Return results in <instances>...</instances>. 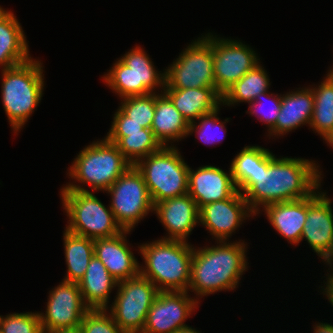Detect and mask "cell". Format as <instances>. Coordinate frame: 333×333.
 <instances>
[{"label":"cell","mask_w":333,"mask_h":333,"mask_svg":"<svg viewBox=\"0 0 333 333\" xmlns=\"http://www.w3.org/2000/svg\"><path fill=\"white\" fill-rule=\"evenodd\" d=\"M121 56L104 74L103 81L119 97L156 93L165 86V72L156 70L151 58L140 46Z\"/></svg>","instance_id":"ba28073f"},{"label":"cell","mask_w":333,"mask_h":333,"mask_svg":"<svg viewBox=\"0 0 333 333\" xmlns=\"http://www.w3.org/2000/svg\"><path fill=\"white\" fill-rule=\"evenodd\" d=\"M323 140L326 141L328 146L333 148V130L325 138H323Z\"/></svg>","instance_id":"b9f144b4"},{"label":"cell","mask_w":333,"mask_h":333,"mask_svg":"<svg viewBox=\"0 0 333 333\" xmlns=\"http://www.w3.org/2000/svg\"><path fill=\"white\" fill-rule=\"evenodd\" d=\"M142 129L144 127L134 121H130V118L118 108L105 138L109 142L116 144L122 137L126 136V133L140 132Z\"/></svg>","instance_id":"d590c367"},{"label":"cell","mask_w":333,"mask_h":333,"mask_svg":"<svg viewBox=\"0 0 333 333\" xmlns=\"http://www.w3.org/2000/svg\"><path fill=\"white\" fill-rule=\"evenodd\" d=\"M63 242L67 265L63 281L78 283L94 256V239L72 234L65 229Z\"/></svg>","instance_id":"484cf974"},{"label":"cell","mask_w":333,"mask_h":333,"mask_svg":"<svg viewBox=\"0 0 333 333\" xmlns=\"http://www.w3.org/2000/svg\"><path fill=\"white\" fill-rule=\"evenodd\" d=\"M145 266L139 273L159 291L188 292L194 246L188 241L160 238L138 246Z\"/></svg>","instance_id":"3957f363"},{"label":"cell","mask_w":333,"mask_h":333,"mask_svg":"<svg viewBox=\"0 0 333 333\" xmlns=\"http://www.w3.org/2000/svg\"><path fill=\"white\" fill-rule=\"evenodd\" d=\"M163 70L164 89L216 87L213 73V34L195 39Z\"/></svg>","instance_id":"9c48e42d"},{"label":"cell","mask_w":333,"mask_h":333,"mask_svg":"<svg viewBox=\"0 0 333 333\" xmlns=\"http://www.w3.org/2000/svg\"><path fill=\"white\" fill-rule=\"evenodd\" d=\"M79 327L83 333H126L116 324L107 309H90Z\"/></svg>","instance_id":"e575fe53"},{"label":"cell","mask_w":333,"mask_h":333,"mask_svg":"<svg viewBox=\"0 0 333 333\" xmlns=\"http://www.w3.org/2000/svg\"><path fill=\"white\" fill-rule=\"evenodd\" d=\"M117 285L118 281L95 255L78 282L83 300L90 309H106L110 303V293Z\"/></svg>","instance_id":"cb8c5ba5"},{"label":"cell","mask_w":333,"mask_h":333,"mask_svg":"<svg viewBox=\"0 0 333 333\" xmlns=\"http://www.w3.org/2000/svg\"><path fill=\"white\" fill-rule=\"evenodd\" d=\"M61 202L66 212V230L72 234L91 239L110 238L124 230L117 223L109 207L93 192L60 190Z\"/></svg>","instance_id":"8992f818"},{"label":"cell","mask_w":333,"mask_h":333,"mask_svg":"<svg viewBox=\"0 0 333 333\" xmlns=\"http://www.w3.org/2000/svg\"><path fill=\"white\" fill-rule=\"evenodd\" d=\"M220 108L222 107L202 115L197 119L198 122L189 123L187 135H192L194 132L197 139L205 144H218L222 139L224 140V134L227 132L225 123L229 121V118H226L225 121H220L218 117Z\"/></svg>","instance_id":"1f68e13d"},{"label":"cell","mask_w":333,"mask_h":333,"mask_svg":"<svg viewBox=\"0 0 333 333\" xmlns=\"http://www.w3.org/2000/svg\"><path fill=\"white\" fill-rule=\"evenodd\" d=\"M46 311L39 313L43 333L79 327L90 310L85 304L78 283L60 282L49 291Z\"/></svg>","instance_id":"4fadbf2b"},{"label":"cell","mask_w":333,"mask_h":333,"mask_svg":"<svg viewBox=\"0 0 333 333\" xmlns=\"http://www.w3.org/2000/svg\"><path fill=\"white\" fill-rule=\"evenodd\" d=\"M326 76L333 82V67H331Z\"/></svg>","instance_id":"ee69618b"},{"label":"cell","mask_w":333,"mask_h":333,"mask_svg":"<svg viewBox=\"0 0 333 333\" xmlns=\"http://www.w3.org/2000/svg\"><path fill=\"white\" fill-rule=\"evenodd\" d=\"M320 188L307 197V216L300 242L305 239L322 259L333 243V207L332 200Z\"/></svg>","instance_id":"2e32d148"},{"label":"cell","mask_w":333,"mask_h":333,"mask_svg":"<svg viewBox=\"0 0 333 333\" xmlns=\"http://www.w3.org/2000/svg\"><path fill=\"white\" fill-rule=\"evenodd\" d=\"M269 223L288 243H300L307 216V198L273 203L263 208Z\"/></svg>","instance_id":"44dd1931"},{"label":"cell","mask_w":333,"mask_h":333,"mask_svg":"<svg viewBox=\"0 0 333 333\" xmlns=\"http://www.w3.org/2000/svg\"><path fill=\"white\" fill-rule=\"evenodd\" d=\"M130 232L124 230L110 238L94 239V255L118 282L139 274L140 263L131 251L126 237Z\"/></svg>","instance_id":"d6986e66"},{"label":"cell","mask_w":333,"mask_h":333,"mask_svg":"<svg viewBox=\"0 0 333 333\" xmlns=\"http://www.w3.org/2000/svg\"><path fill=\"white\" fill-rule=\"evenodd\" d=\"M175 333H201L200 331L190 326L177 330Z\"/></svg>","instance_id":"60d3db41"},{"label":"cell","mask_w":333,"mask_h":333,"mask_svg":"<svg viewBox=\"0 0 333 333\" xmlns=\"http://www.w3.org/2000/svg\"><path fill=\"white\" fill-rule=\"evenodd\" d=\"M297 89L281 95V109L274 127L268 132L269 137L279 138L302 125H310L314 108L312 88Z\"/></svg>","instance_id":"ffe728a7"},{"label":"cell","mask_w":333,"mask_h":333,"mask_svg":"<svg viewBox=\"0 0 333 333\" xmlns=\"http://www.w3.org/2000/svg\"><path fill=\"white\" fill-rule=\"evenodd\" d=\"M316 87H312L314 95L313 115L310 128L325 138L333 130V82L326 76Z\"/></svg>","instance_id":"83f0119b"},{"label":"cell","mask_w":333,"mask_h":333,"mask_svg":"<svg viewBox=\"0 0 333 333\" xmlns=\"http://www.w3.org/2000/svg\"><path fill=\"white\" fill-rule=\"evenodd\" d=\"M326 280V286H321L323 287L321 290H323V295H326L329 303L333 306V277H327Z\"/></svg>","instance_id":"8d00e7d4"},{"label":"cell","mask_w":333,"mask_h":333,"mask_svg":"<svg viewBox=\"0 0 333 333\" xmlns=\"http://www.w3.org/2000/svg\"><path fill=\"white\" fill-rule=\"evenodd\" d=\"M269 81L264 67L261 63L257 64L222 95L223 106L230 107L241 102L248 104L254 102L258 95L268 92L271 85Z\"/></svg>","instance_id":"4316f807"},{"label":"cell","mask_w":333,"mask_h":333,"mask_svg":"<svg viewBox=\"0 0 333 333\" xmlns=\"http://www.w3.org/2000/svg\"><path fill=\"white\" fill-rule=\"evenodd\" d=\"M48 333H83L80 327L76 328H67V329H58Z\"/></svg>","instance_id":"ab89813d"},{"label":"cell","mask_w":333,"mask_h":333,"mask_svg":"<svg viewBox=\"0 0 333 333\" xmlns=\"http://www.w3.org/2000/svg\"><path fill=\"white\" fill-rule=\"evenodd\" d=\"M319 167L312 159L277 158L270 152L256 163L254 176L238 191L258 216L260 207L311 196L321 186L323 177Z\"/></svg>","instance_id":"6da1fadb"},{"label":"cell","mask_w":333,"mask_h":333,"mask_svg":"<svg viewBox=\"0 0 333 333\" xmlns=\"http://www.w3.org/2000/svg\"><path fill=\"white\" fill-rule=\"evenodd\" d=\"M215 242L216 246L194 247L188 292H194L199 303L203 296L237 288L248 270L245 241Z\"/></svg>","instance_id":"7a4b0ae2"},{"label":"cell","mask_w":333,"mask_h":333,"mask_svg":"<svg viewBox=\"0 0 333 333\" xmlns=\"http://www.w3.org/2000/svg\"><path fill=\"white\" fill-rule=\"evenodd\" d=\"M322 261L326 263V265H328L333 271V243L332 246L330 248V250L324 255V257L322 258ZM330 272V274H326V277H333V272Z\"/></svg>","instance_id":"f35d334b"},{"label":"cell","mask_w":333,"mask_h":333,"mask_svg":"<svg viewBox=\"0 0 333 333\" xmlns=\"http://www.w3.org/2000/svg\"><path fill=\"white\" fill-rule=\"evenodd\" d=\"M264 97L271 101V106L270 107L268 106L269 110L268 109L266 110L265 107H263L266 106L263 103L264 102L263 100H265ZM280 109H281V94L278 95L277 93L270 94L269 92H265L263 94L258 95L254 100V102L249 103V111L247 110L246 113L250 114L251 116H257V119H259L260 122L266 124V127H268L267 130L269 132L276 123Z\"/></svg>","instance_id":"836d02e7"},{"label":"cell","mask_w":333,"mask_h":333,"mask_svg":"<svg viewBox=\"0 0 333 333\" xmlns=\"http://www.w3.org/2000/svg\"><path fill=\"white\" fill-rule=\"evenodd\" d=\"M130 166L118 147L104 137L80 150L67 173L75 182L67 183L60 190L89 192L83 187L86 184L94 192H106Z\"/></svg>","instance_id":"5b68a950"},{"label":"cell","mask_w":333,"mask_h":333,"mask_svg":"<svg viewBox=\"0 0 333 333\" xmlns=\"http://www.w3.org/2000/svg\"><path fill=\"white\" fill-rule=\"evenodd\" d=\"M118 107L130 121L151 129L155 114V93L122 98Z\"/></svg>","instance_id":"4dcf8cb0"},{"label":"cell","mask_w":333,"mask_h":333,"mask_svg":"<svg viewBox=\"0 0 333 333\" xmlns=\"http://www.w3.org/2000/svg\"><path fill=\"white\" fill-rule=\"evenodd\" d=\"M228 172L212 165L198 167L195 171L189 168L188 194L199 209L206 204L228 199L238 191L230 168Z\"/></svg>","instance_id":"e0dca14e"},{"label":"cell","mask_w":333,"mask_h":333,"mask_svg":"<svg viewBox=\"0 0 333 333\" xmlns=\"http://www.w3.org/2000/svg\"><path fill=\"white\" fill-rule=\"evenodd\" d=\"M184 291H159L146 317L142 333H175L200 304Z\"/></svg>","instance_id":"5bb4252c"},{"label":"cell","mask_w":333,"mask_h":333,"mask_svg":"<svg viewBox=\"0 0 333 333\" xmlns=\"http://www.w3.org/2000/svg\"><path fill=\"white\" fill-rule=\"evenodd\" d=\"M154 214L165 227L168 235L163 239L186 241L199 223V208L187 193L154 204Z\"/></svg>","instance_id":"ac0fdd59"},{"label":"cell","mask_w":333,"mask_h":333,"mask_svg":"<svg viewBox=\"0 0 333 333\" xmlns=\"http://www.w3.org/2000/svg\"><path fill=\"white\" fill-rule=\"evenodd\" d=\"M163 92L188 123L222 106V95L216 87L163 89Z\"/></svg>","instance_id":"7402d4cb"},{"label":"cell","mask_w":333,"mask_h":333,"mask_svg":"<svg viewBox=\"0 0 333 333\" xmlns=\"http://www.w3.org/2000/svg\"><path fill=\"white\" fill-rule=\"evenodd\" d=\"M9 12L10 10H5L0 6V20L3 19Z\"/></svg>","instance_id":"7bdbcfd3"},{"label":"cell","mask_w":333,"mask_h":333,"mask_svg":"<svg viewBox=\"0 0 333 333\" xmlns=\"http://www.w3.org/2000/svg\"><path fill=\"white\" fill-rule=\"evenodd\" d=\"M29 45L19 20L9 12L0 20V67L12 68L29 61Z\"/></svg>","instance_id":"d4e9b609"},{"label":"cell","mask_w":333,"mask_h":333,"mask_svg":"<svg viewBox=\"0 0 333 333\" xmlns=\"http://www.w3.org/2000/svg\"><path fill=\"white\" fill-rule=\"evenodd\" d=\"M115 145L131 165H136L141 159L163 147L153 131L146 128L140 132L126 133Z\"/></svg>","instance_id":"f1b7e54d"},{"label":"cell","mask_w":333,"mask_h":333,"mask_svg":"<svg viewBox=\"0 0 333 333\" xmlns=\"http://www.w3.org/2000/svg\"><path fill=\"white\" fill-rule=\"evenodd\" d=\"M257 53L240 40L213 35V73L223 95L235 82L260 63Z\"/></svg>","instance_id":"7c38bea8"},{"label":"cell","mask_w":333,"mask_h":333,"mask_svg":"<svg viewBox=\"0 0 333 333\" xmlns=\"http://www.w3.org/2000/svg\"><path fill=\"white\" fill-rule=\"evenodd\" d=\"M244 195L237 191L233 196L212 202L199 209V225H203L216 241H229L233 233L245 223V219L254 217Z\"/></svg>","instance_id":"9a60e30c"},{"label":"cell","mask_w":333,"mask_h":333,"mask_svg":"<svg viewBox=\"0 0 333 333\" xmlns=\"http://www.w3.org/2000/svg\"><path fill=\"white\" fill-rule=\"evenodd\" d=\"M189 123L161 90L155 93V114L151 130L162 146L171 147L188 135Z\"/></svg>","instance_id":"603a6c76"},{"label":"cell","mask_w":333,"mask_h":333,"mask_svg":"<svg viewBox=\"0 0 333 333\" xmlns=\"http://www.w3.org/2000/svg\"><path fill=\"white\" fill-rule=\"evenodd\" d=\"M271 151L259 145L245 146L231 161L230 169L233 181L239 190L256 171L260 163Z\"/></svg>","instance_id":"f546056e"},{"label":"cell","mask_w":333,"mask_h":333,"mask_svg":"<svg viewBox=\"0 0 333 333\" xmlns=\"http://www.w3.org/2000/svg\"><path fill=\"white\" fill-rule=\"evenodd\" d=\"M0 333H43L39 312L0 315Z\"/></svg>","instance_id":"d6a6232c"},{"label":"cell","mask_w":333,"mask_h":333,"mask_svg":"<svg viewBox=\"0 0 333 333\" xmlns=\"http://www.w3.org/2000/svg\"><path fill=\"white\" fill-rule=\"evenodd\" d=\"M135 166L144 177L153 205L188 193L190 167L175 146H163Z\"/></svg>","instance_id":"52a82bcc"},{"label":"cell","mask_w":333,"mask_h":333,"mask_svg":"<svg viewBox=\"0 0 333 333\" xmlns=\"http://www.w3.org/2000/svg\"><path fill=\"white\" fill-rule=\"evenodd\" d=\"M41 60L33 57L12 68L1 69L2 104L11 130L18 133L41 102L44 74Z\"/></svg>","instance_id":"277c9868"},{"label":"cell","mask_w":333,"mask_h":333,"mask_svg":"<svg viewBox=\"0 0 333 333\" xmlns=\"http://www.w3.org/2000/svg\"><path fill=\"white\" fill-rule=\"evenodd\" d=\"M106 193L111 196L110 209L123 230L132 231L144 217L153 213L147 185L135 165H131Z\"/></svg>","instance_id":"8fae6325"},{"label":"cell","mask_w":333,"mask_h":333,"mask_svg":"<svg viewBox=\"0 0 333 333\" xmlns=\"http://www.w3.org/2000/svg\"><path fill=\"white\" fill-rule=\"evenodd\" d=\"M117 287V295L112 305L110 304L106 308L107 311L122 331L142 333L148 311L159 290L140 273L135 277L118 282Z\"/></svg>","instance_id":"30bf717a"},{"label":"cell","mask_w":333,"mask_h":333,"mask_svg":"<svg viewBox=\"0 0 333 333\" xmlns=\"http://www.w3.org/2000/svg\"><path fill=\"white\" fill-rule=\"evenodd\" d=\"M313 328V333H333V325L331 323L317 322Z\"/></svg>","instance_id":"74e56055"}]
</instances>
